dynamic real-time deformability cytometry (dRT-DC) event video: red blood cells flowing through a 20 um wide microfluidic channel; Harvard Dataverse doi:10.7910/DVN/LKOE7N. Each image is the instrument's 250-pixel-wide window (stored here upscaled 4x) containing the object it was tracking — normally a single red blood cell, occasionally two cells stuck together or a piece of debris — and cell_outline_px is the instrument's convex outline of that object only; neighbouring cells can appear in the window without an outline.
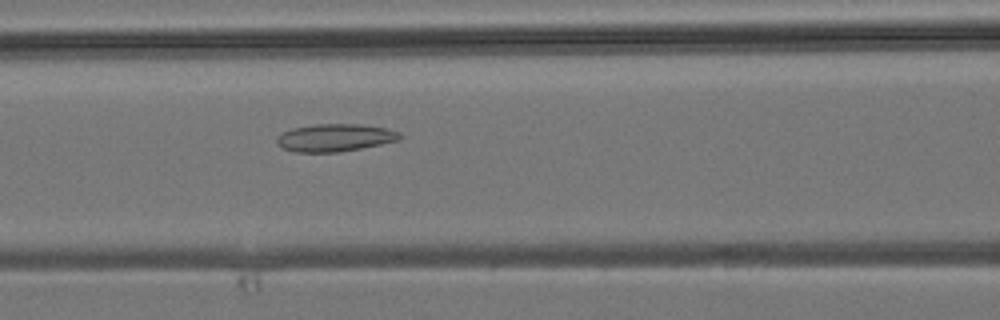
{"species": "common noctule bat (a hibernating species)", "species_latin": "Nyctalus noctula", "temperature_condition": "room temperature", "stored_images_in_passage": 35, "camera_frame_rate_fps": 3000, "um_per_image_px": 0.085, "animal": {"sex": "male", "body_mass_g": 19.2, "forearm_length_mm": 51.8}, "frame": {"image": 1, "passage_image": 9, "time_ms": 2.667, "image_size_px": [1000, 320], "cell_outline_px": [[404, 136], [400, 140], [340, 152], [296, 152], [280, 148], [276, 144], [276, 136], [292, 128], [316, 124], [360, 124], [388, 128], [400, 132]], "centroid_in_image_um": [28.47, 11.7], "position_along_channel_um": 138.1, "area_um2": 20.0}}
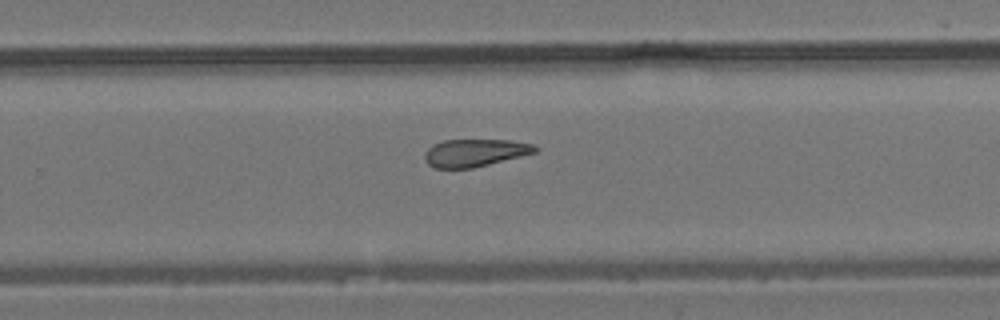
{"frame": {"image": 2, "passage_image": 19, "time_ms": 6.0, "image_size_px": [1000, 320], "cell_outline_px": [[540, 148], [536, 152], [472, 168], [436, 168], [428, 164], [424, 160], [424, 152], [432, 144], [444, 140], [508, 140], [532, 144]], "centroid_in_image_um": [40.32, 12.98], "position_along_channel_um": 289.5, "area_um2": 17.63}}
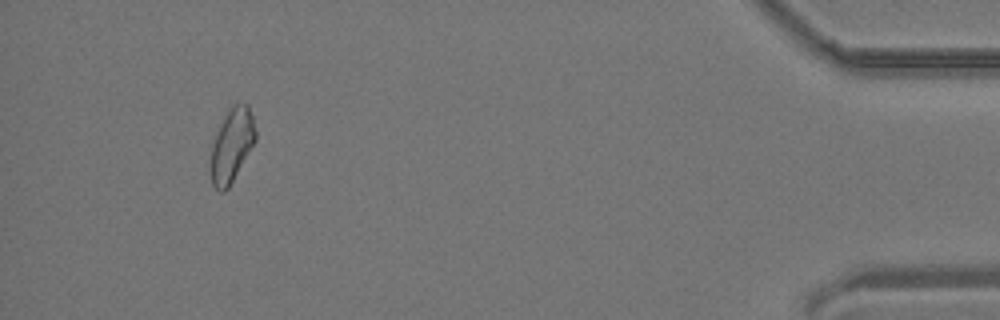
{"frame": {"image": 3, "passage_image": 32, "time_ms": 10.333, "image_size_px": [1000, 320], "cell_outline_px": [[256, 140], [228, 188], [224, 192], [220, 192], [212, 184], [208, 164], [212, 144], [220, 124], [228, 108], [232, 104], [248, 104], [252, 116], [256, 132]], "centroid_in_image_um": [19.66, 12.36], "position_along_channel_um": 415.5, "area_um2": 19.36}}